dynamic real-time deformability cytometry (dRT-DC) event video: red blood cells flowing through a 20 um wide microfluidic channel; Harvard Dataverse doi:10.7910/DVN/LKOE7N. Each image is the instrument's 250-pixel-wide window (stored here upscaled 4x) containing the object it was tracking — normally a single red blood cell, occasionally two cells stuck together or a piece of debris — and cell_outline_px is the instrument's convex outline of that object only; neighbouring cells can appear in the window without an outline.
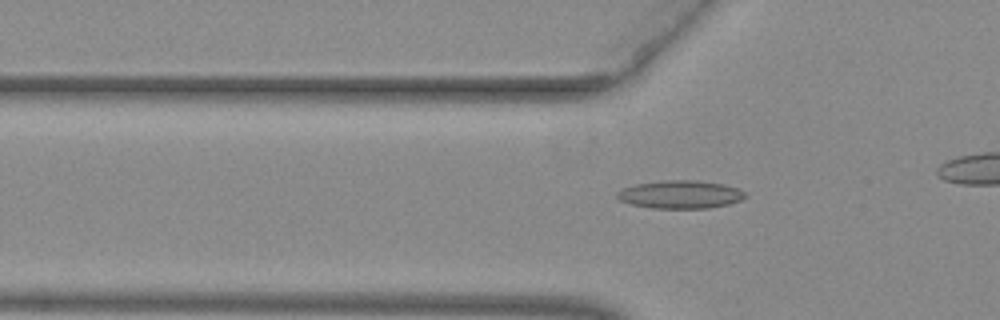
{"species": "common noctule bat (a hibernating species)", "species_latin": "Nyctalus noctula", "temperature_condition": "warm", "stored_images_in_passage": 44, "camera_frame_rate_fps": 3000, "um_per_image_px": 0.085, "animal": {"sex": "female", "body_mass_g": 29.2, "forearm_length_mm": 56.3}, "frame": {"image": 1, "passage_image": 19, "time_ms": 6.0, "image_size_px": [1000, 320], "cell_outline_px": [[748, 196], [740, 200], [728, 204], [708, 208], [652, 208], [632, 204], [620, 200], [616, 196], [616, 192], [624, 188], [636, 184], [664, 180], [696, 180], [724, 184], [736, 188], [744, 192]], "centroid_in_image_um": [57.83, 16.52], "position_along_channel_um": 68.0, "area_um2": 20.81}}
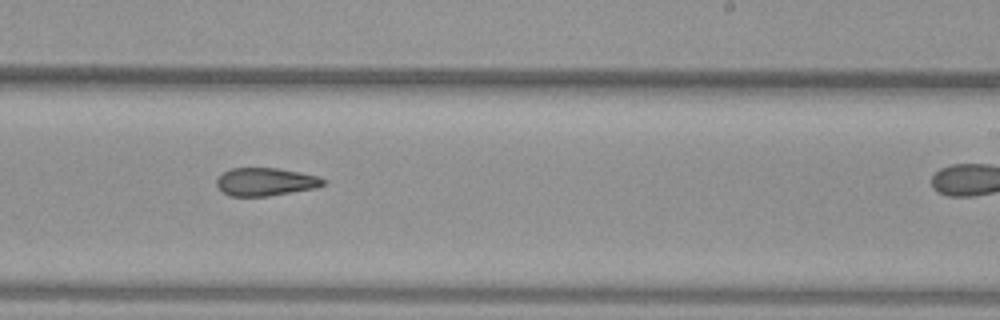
{"frame": {"image": 2, "passage_image": 34, "time_ms": 11.0, "image_size_px": [1000, 320], "cell_outline_px": [[324, 184], [316, 188], [268, 196], [228, 196], [216, 184], [216, 180], [224, 172], [232, 168], [276, 168], [300, 172], [316, 176], [324, 180]], "centroid_in_image_um": [22.55, 15.45], "position_along_channel_um": 266.4, "area_um2": 17.17}}
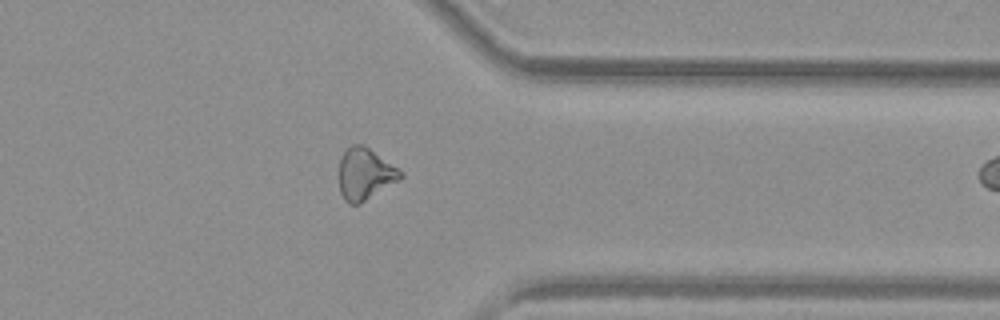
{"frame": {"image": 3, "passage_image": 43, "time_ms": 14.0, "image_size_px": [1000, 320], "cell_outline_px": [[404, 176], [400, 180], [360, 204], [348, 204], [344, 200], [340, 192], [340, 160], [344, 152], [352, 144], [364, 144], [404, 172]], "centroid_in_image_um": [31.05, 14.8], "position_along_channel_um": 380.3, "area_um2": 18.61}}